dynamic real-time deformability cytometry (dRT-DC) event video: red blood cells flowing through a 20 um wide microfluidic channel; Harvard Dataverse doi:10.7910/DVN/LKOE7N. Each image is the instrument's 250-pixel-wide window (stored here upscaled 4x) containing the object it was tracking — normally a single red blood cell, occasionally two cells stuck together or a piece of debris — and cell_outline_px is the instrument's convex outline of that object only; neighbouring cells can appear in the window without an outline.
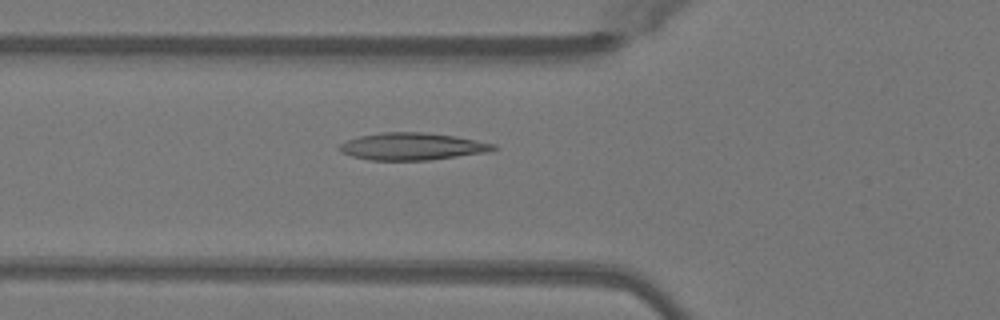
{"species": "Egyptian fruit bat (a non-hibernating species)", "species_latin": "Rousettus aegyptiacus", "temperature_condition": "warm", "stored_images_in_passage": 20, "camera_frame_rate_fps": 3000, "um_per_image_px": 0.085, "animal": {"sex": "female"}, "frame": {"image": 1, "passage_image": 16, "time_ms": 5.0, "image_size_px": [1000, 320], "cell_outline_px": [[500, 148], [488, 152], [428, 160], [372, 160], [352, 156], [340, 152], [340, 144], [348, 140], [360, 136], [380, 132], [424, 132], [456, 136], [496, 144]], "centroid_in_image_um": [35.08, 12.44], "position_along_channel_um": 90.7, "area_um2": 24.39}}
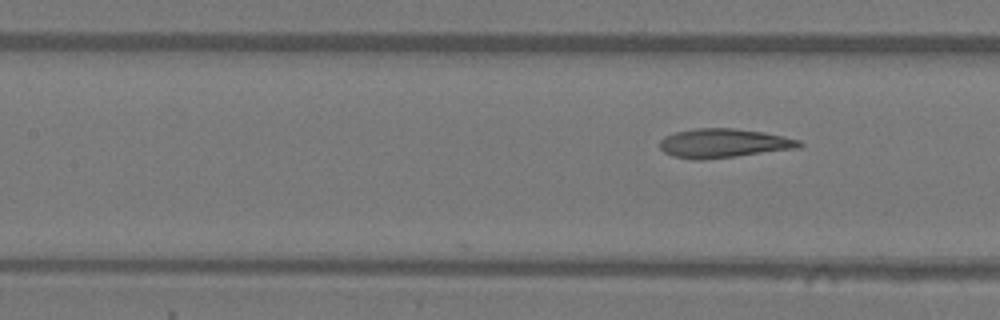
{"frame": {"image": 2, "passage_image": 20, "time_ms": 6.333, "image_size_px": [1000, 320], "cell_outline_px": [[804, 144], [800, 148], [736, 156], [700, 160], [692, 160], [672, 156], [664, 152], [660, 148], [660, 140], [664, 136], [676, 132], [696, 128], [732, 128], [764, 132], [784, 136], [800, 140]], "centroid_in_image_um": [61.51, 12.18], "position_along_channel_um": 145.9, "area_um2": 23.76}}